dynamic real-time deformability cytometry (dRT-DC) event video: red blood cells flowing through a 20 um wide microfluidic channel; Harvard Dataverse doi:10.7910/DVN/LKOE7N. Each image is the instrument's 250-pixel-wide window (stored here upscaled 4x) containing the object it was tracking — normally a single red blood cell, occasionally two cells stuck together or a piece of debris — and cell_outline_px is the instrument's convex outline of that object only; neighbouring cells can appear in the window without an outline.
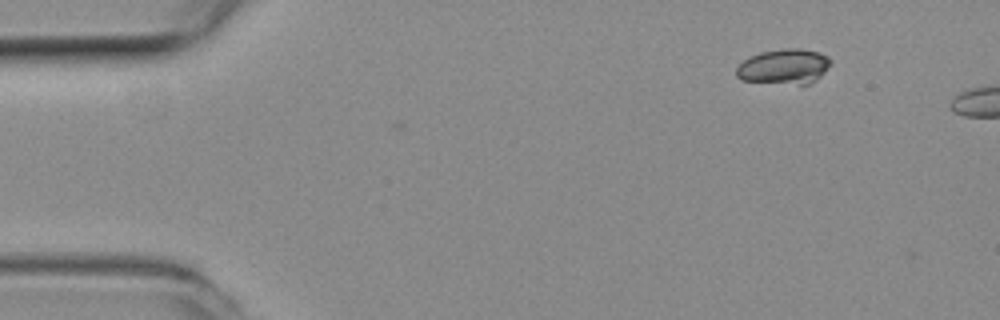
{"species": "common noctule bat (a hibernating species)", "species_latin": "Nyctalus noctula", "temperature_condition": "room temperature", "stored_images_in_passage": 3, "camera_frame_rate_fps": 3000, "um_per_image_px": 0.085, "animal": {"sex": "female", "body_mass_g": 19.3, "forearm_length_mm": 54.1}, "frame": {"image": 1, "passage_image": 1, "time_ms": 0.0, "image_size_px": [1000, 320], "cell_outline_px": [[832, 64], [816, 80], [808, 84], [800, 84], [740, 80], [736, 76], [736, 68], [744, 60], [760, 52], [784, 48], [800, 48], [820, 52], [828, 56], [832, 60]], "centroid_in_image_um": [66.68, 5.64], "position_along_channel_um": 18.3, "area_um2": 19.31}}